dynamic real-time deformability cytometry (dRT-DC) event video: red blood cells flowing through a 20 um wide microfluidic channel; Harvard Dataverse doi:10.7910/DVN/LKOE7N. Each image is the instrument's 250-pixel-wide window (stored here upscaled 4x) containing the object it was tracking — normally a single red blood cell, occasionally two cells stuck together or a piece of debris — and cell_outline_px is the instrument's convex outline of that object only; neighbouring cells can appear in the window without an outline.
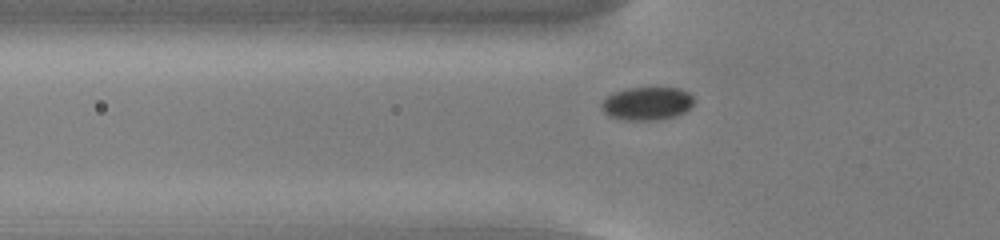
{"species": "common noctule bat (a hibernating species)", "species_latin": "Nyctalus noctula", "temperature_condition": "cold", "stored_images_in_passage": 45, "camera_frame_rate_fps": 3000, "um_per_image_px": 0.085, "animal": {"sex": "male", "body_mass_g": 13.0, "forearm_length_mm": 53.1}, "frame": {"image": 1, "passage_image": 12, "time_ms": 3.667, "image_size_px": [1000, 240], "cell_outline_px": [[692, 104], [684, 112], [676, 116], [656, 120], [624, 120], [608, 116], [600, 108], [600, 104], [608, 96], [616, 92], [628, 88], [680, 88], [688, 92], [692, 96]], "centroid_in_image_um": [54.97, 8.81], "position_along_channel_um": 70.8, "area_um2": 17.74}}
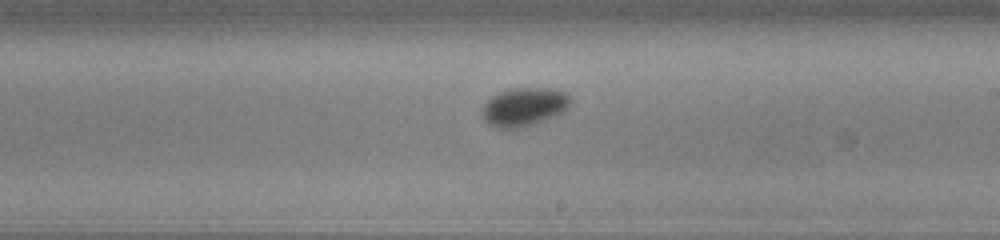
{"frame": {"image": 2, "passage_image": 26, "time_ms": 8.333, "image_size_px": [1000, 240], "cell_outline_px": [[572, 100], [568, 108], [552, 116], [532, 124], [516, 128], [496, 128], [488, 124], [484, 120], [484, 104], [492, 96], [500, 92], [512, 88], [556, 88], [568, 92]], "centroid_in_image_um": [44.58, 9.05], "position_along_channel_um": 244.4, "area_um2": 19.59}}
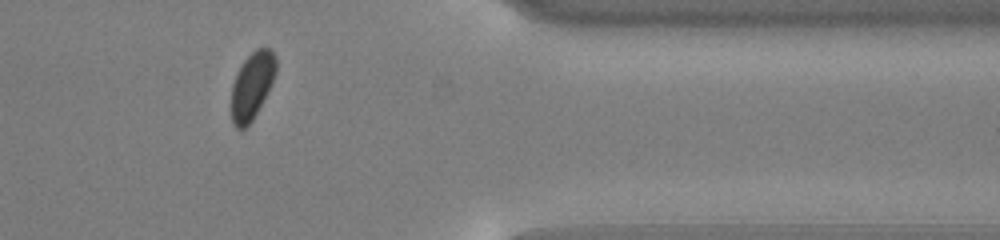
{"frame": {"image": 3, "passage_image": 39, "time_ms": 12.667, "image_size_px": [1000, 240], "cell_outline_px": [[276, 72], [252, 120], [244, 128], [236, 128], [232, 124], [232, 84], [236, 72], [244, 60], [256, 48], [272, 48], [276, 56]], "centroid_in_image_um": [21.41, 7.23], "position_along_channel_um": 390.0, "area_um2": 17.05}}